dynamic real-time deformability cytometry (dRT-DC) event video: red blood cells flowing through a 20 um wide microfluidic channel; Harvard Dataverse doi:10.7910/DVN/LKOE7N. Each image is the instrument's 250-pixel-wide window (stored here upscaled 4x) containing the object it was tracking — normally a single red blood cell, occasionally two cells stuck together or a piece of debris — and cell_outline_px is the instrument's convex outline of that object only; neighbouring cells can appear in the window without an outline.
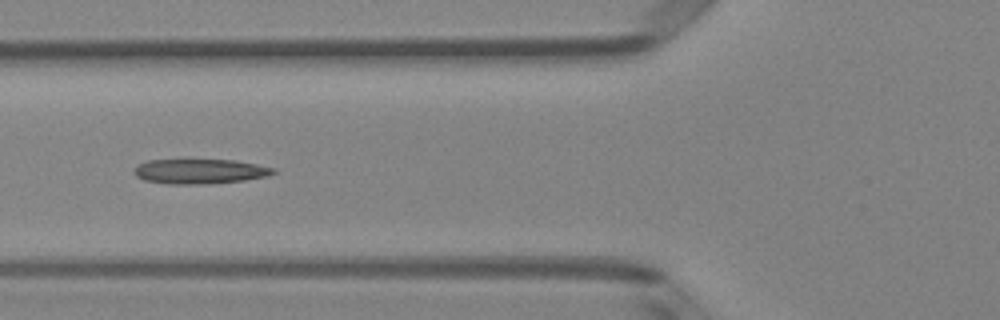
{"species": "Egyptian fruit bat (a non-hibernating species)", "species_latin": "Rousettus aegyptiacus", "temperature_condition": "room temperature", "stored_images_in_passage": 5, "camera_frame_rate_fps": 3000, "um_per_image_px": 0.085, "animal": {"sex": "female"}, "frame": {"image": 1, "passage_image": 5, "time_ms": 1.333, "image_size_px": [1000, 320], "cell_outline_px": [[276, 172], [268, 176], [244, 180], [212, 184], [168, 184], [144, 180], [136, 176], [132, 172], [140, 164], [148, 160], [236, 160], [276, 168]], "centroid_in_image_um": [17.02, 14.57], "position_along_channel_um": 108.8, "area_um2": 20.17}}